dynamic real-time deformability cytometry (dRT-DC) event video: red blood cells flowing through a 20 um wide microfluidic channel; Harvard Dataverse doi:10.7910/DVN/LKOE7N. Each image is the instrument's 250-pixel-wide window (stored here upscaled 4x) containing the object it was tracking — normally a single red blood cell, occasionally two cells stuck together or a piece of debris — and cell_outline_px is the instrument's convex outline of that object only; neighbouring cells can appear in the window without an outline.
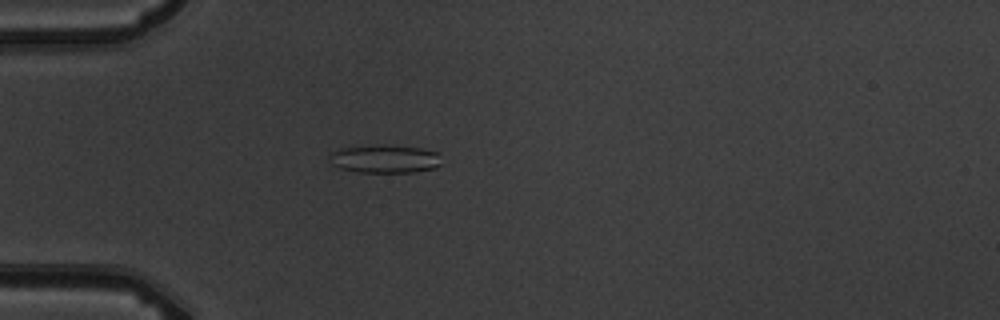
{"species": "common noctule bat (a hibernating species)", "species_latin": "Nyctalus noctula", "temperature_condition": "warm", "stored_images_in_passage": 4, "camera_frame_rate_fps": 3000, "um_per_image_px": 0.085, "animal": {"sex": "male", "body_mass_g": 19.5, "forearm_length_mm": 54.6}, "frame": {"image": 1, "passage_image": 4, "time_ms": 4.333, "image_size_px": [1000, 320], "cell_outline_px": [[440, 164], [436, 168], [416, 172], [356, 172], [340, 168], [332, 164], [328, 156], [332, 152], [340, 148], [420, 148], [436, 152]], "centroid_in_image_um": [32.69, 13.57], "position_along_channel_um": 52.3, "area_um2": 17.22}}